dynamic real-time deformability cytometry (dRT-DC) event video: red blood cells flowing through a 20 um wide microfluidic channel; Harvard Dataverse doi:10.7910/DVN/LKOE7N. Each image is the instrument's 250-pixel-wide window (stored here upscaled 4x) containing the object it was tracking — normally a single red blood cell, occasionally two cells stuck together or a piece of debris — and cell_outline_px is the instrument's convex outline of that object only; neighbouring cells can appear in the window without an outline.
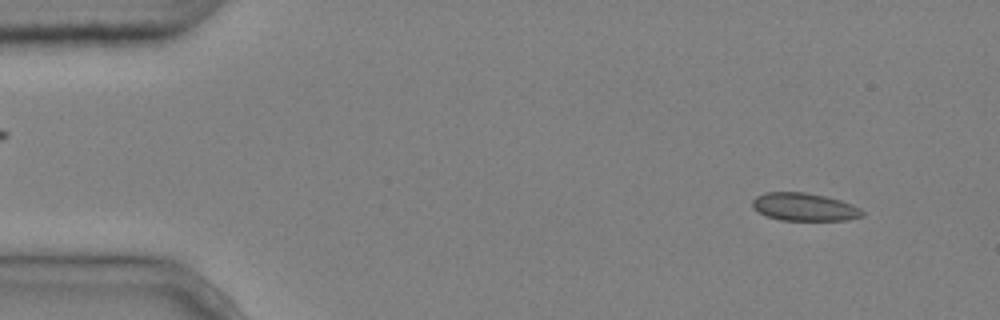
{"species": "common noctule bat (a hibernating species)", "species_latin": "Nyctalus noctula", "temperature_condition": "cold", "stored_images_in_passage": 4, "segment_of_instrument_passage": [1, 2], "camera_frame_rate_fps": 3000, "um_per_image_px": 0.085, "animal": {"sex": "male", "body_mass_g": 20.4}, "frame": {"image": 1, "passage_image": 1, "time_ms": 0.0, "image_size_px": [1000, 320], "cell_outline_px": [[864, 216], [848, 220], [780, 220], [768, 216], [752, 208], [752, 200], [756, 196], [764, 192], [804, 192], [824, 196], [840, 200], [852, 204], [860, 208], [864, 212]], "centroid_in_image_um": [68.37, 17.59], "position_along_channel_um": 16.6, "area_um2": 17.86}}